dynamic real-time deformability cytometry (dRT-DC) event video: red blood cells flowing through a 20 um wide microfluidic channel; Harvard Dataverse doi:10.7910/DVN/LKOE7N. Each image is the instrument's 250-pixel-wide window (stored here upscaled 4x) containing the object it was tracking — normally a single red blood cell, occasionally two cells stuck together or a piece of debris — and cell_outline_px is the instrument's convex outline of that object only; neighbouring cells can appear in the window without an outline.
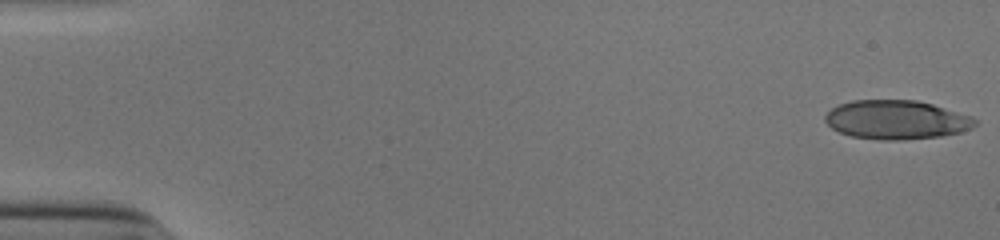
{"species": "human", "species_latin": "Homo sapiens", "temperature_condition": "cold", "stored_images_in_passage": 52, "camera_frame_rate_fps": 3000, "um_per_image_px": 0.085, "donor": {"sex": "male"}, "frame": {"image": 1, "passage_image": 1, "time_ms": 0.0, "image_size_px": [1000, 240], "cell_outline_px": [[976, 124], [972, 128], [960, 132], [940, 136], [896, 140], [884, 140], [852, 136], [840, 132], [832, 128], [824, 120], [824, 116], [832, 108], [840, 104], [852, 100], [916, 100], [932, 104], [972, 116], [976, 120]], "centroid_in_image_um": [76.19, 10.17], "position_along_channel_um": 8.8, "area_um2": 33.81}}
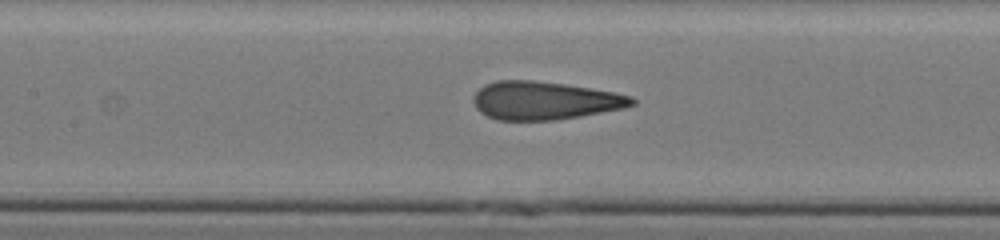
{"frame": {"image": 2, "passage_image": 25, "time_ms": 8.0, "image_size_px": [1000, 240], "cell_outline_px": [[636, 104], [624, 108], [580, 116], [556, 120], [496, 120], [480, 112], [476, 108], [472, 100], [472, 96], [484, 84], [496, 80], [532, 80], [564, 84], [612, 92], [632, 96], [636, 100]], "centroid_in_image_um": [46.26, 8.55], "position_along_channel_um": 161.1, "area_um2": 35.26}}
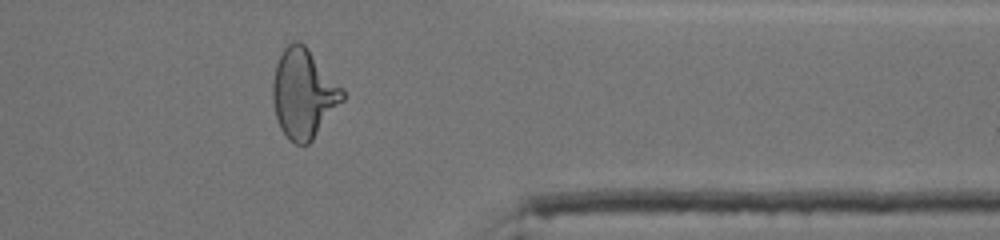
{"frame": {"image": 3, "passage_image": 43, "time_ms": 14.0, "image_size_px": [1000, 240], "cell_outline_px": [[344, 100], [312, 140], [308, 144], [296, 144], [288, 140], [280, 128], [276, 116], [272, 100], [272, 80], [276, 64], [284, 48], [288, 44], [296, 40], [300, 40], [308, 48], [344, 88]], "centroid_in_image_um": [25.8, 7.95], "position_along_channel_um": 385.6, "area_um2": 36.47}, "authors_computed_cell_mechanics": {"area_um2": 35.2869, "velocity_mm_per_s": 3.9319, "shape_relaxation_time_tau1_ms": 7.389, "shape_relaxation_time_tau2_ms": 0.8275, "deformation_change_tau1": 0.2386, "deformation_change_tau2": 0.0933}}